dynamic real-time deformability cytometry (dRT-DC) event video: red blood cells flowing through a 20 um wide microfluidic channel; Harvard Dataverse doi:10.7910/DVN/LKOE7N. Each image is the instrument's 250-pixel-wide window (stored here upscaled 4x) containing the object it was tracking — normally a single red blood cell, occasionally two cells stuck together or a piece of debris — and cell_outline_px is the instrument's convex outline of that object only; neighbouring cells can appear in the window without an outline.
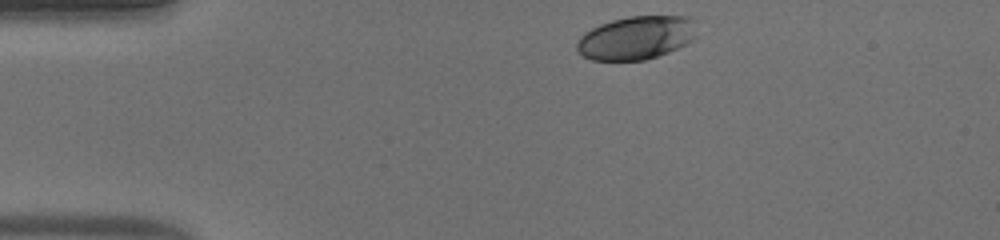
{"species": "human", "species_latin": "Homo sapiens", "temperature_condition": "warm", "stored_images_in_passage": 32, "camera_frame_rate_fps": 3000, "um_per_image_px": 0.085, "donor": {"sex": "male"}, "frame": {"image": 1, "passage_image": 1, "time_ms": 0.0, "image_size_px": [1000, 240], "cell_outline_px": [[696, 36], [692, 40], [668, 52], [644, 60], [592, 60], [576, 52], [576, 44], [580, 36], [584, 32], [600, 24], [612, 20], [628, 16], [684, 16], [696, 20]], "centroid_in_image_um": [54.07, 3.2], "position_along_channel_um": 30.9, "area_um2": 30.4}}
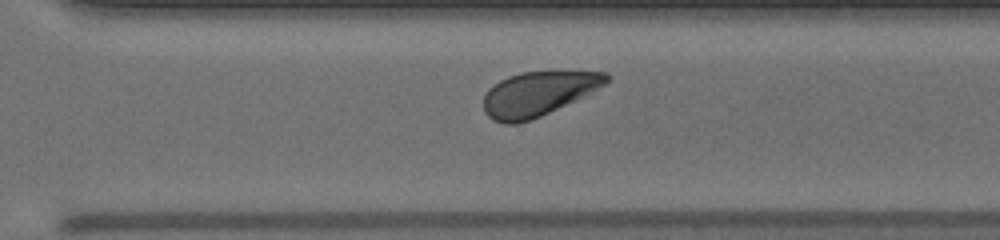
{"frame": {"image": 2, "passage_image": 26, "time_ms": 8.333, "image_size_px": [1000, 240], "cell_outline_px": [[608, 80], [604, 84], [540, 116], [516, 124], [504, 124], [492, 120], [484, 112], [484, 96], [488, 88], [500, 80], [508, 76], [520, 72], [608, 72]], "centroid_in_image_um": [45.62, 7.97], "position_along_channel_um": 325.0, "area_um2": 30.81}}
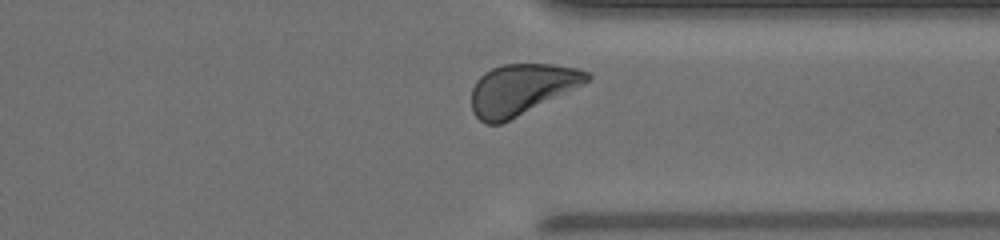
{"frame": {"image": 3, "passage_image": 29, "time_ms": 9.333, "image_size_px": [1000, 240], "cell_outline_px": [[592, 76], [584, 84], [500, 124], [488, 124], [480, 120], [472, 112], [472, 88], [476, 80], [484, 72], [492, 68], [504, 64], [552, 64], [576, 68], [588, 72]], "centroid_in_image_um": [44.3, 7.58], "position_along_channel_um": 367.1, "area_um2": 33.81}, "authors_computed_cell_mechanics": {"area_um2": 32.4836, "velocity_mm_per_s": 4.2244, "shape_relaxation_time_tau1_ms": 3.1369, "shape_relaxation_time_tau2_ms": null, "deformation_change_tau1": 0.1316, "deformation_change_tau2": null}}